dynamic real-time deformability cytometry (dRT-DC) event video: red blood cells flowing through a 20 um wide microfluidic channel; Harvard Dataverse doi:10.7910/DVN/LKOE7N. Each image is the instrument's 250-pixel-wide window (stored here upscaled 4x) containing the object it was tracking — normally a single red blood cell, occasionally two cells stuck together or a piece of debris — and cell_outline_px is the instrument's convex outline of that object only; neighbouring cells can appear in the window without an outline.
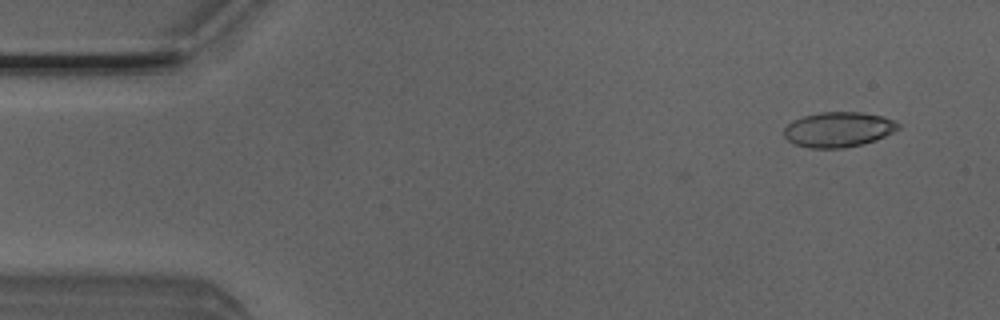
{"species": "Egyptian fruit bat (a non-hibernating species)", "species_latin": "Rousettus aegyptiacus", "temperature_condition": "room temperature", "stored_images_in_passage": 2, "camera_frame_rate_fps": 3000, "um_per_image_px": 0.085, "animal": {"sex": "male"}, "frame": {"image": 1, "passage_image": 2, "time_ms": 0.333, "image_size_px": [1000, 320], "cell_outline_px": [[900, 128], [876, 140], [864, 144], [844, 148], [808, 148], [792, 144], [784, 136], [784, 128], [792, 120], [804, 116], [820, 112], [860, 112], [884, 116], [900, 124]], "centroid_in_image_um": [71.24, 11.01], "position_along_channel_um": 13.8, "area_um2": 23.52}}